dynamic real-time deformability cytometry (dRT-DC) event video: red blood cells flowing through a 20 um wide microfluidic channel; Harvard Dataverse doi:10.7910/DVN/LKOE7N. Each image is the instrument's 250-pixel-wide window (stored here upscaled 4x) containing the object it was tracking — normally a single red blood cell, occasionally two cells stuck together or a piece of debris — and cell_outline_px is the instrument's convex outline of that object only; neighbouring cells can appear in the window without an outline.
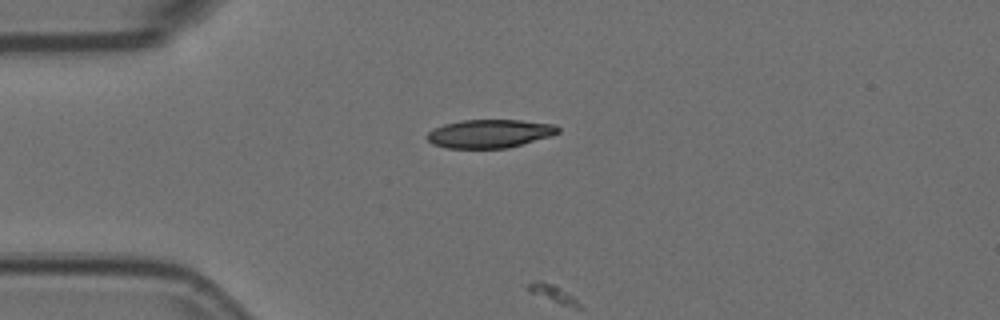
{"species": "Egyptian fruit bat (a non-hibernating species)", "species_latin": "Rousettus aegyptiacus", "temperature_condition": "room temperature", "stored_images_in_passage": 2, "camera_frame_rate_fps": 3000, "um_per_image_px": 0.085, "animal": {"sex": "female"}, "frame": {"image": 1, "passage_image": 1, "time_ms": 0.0, "image_size_px": [1000, 320], "cell_outline_px": [[560, 132], [552, 136], [508, 148], [448, 148], [432, 144], [424, 136], [428, 132], [444, 124], [460, 120], [520, 120], [556, 124], [560, 128]], "centroid_in_image_um": [41.65, 11.36], "position_along_channel_um": 43.4, "area_um2": 21.85}}